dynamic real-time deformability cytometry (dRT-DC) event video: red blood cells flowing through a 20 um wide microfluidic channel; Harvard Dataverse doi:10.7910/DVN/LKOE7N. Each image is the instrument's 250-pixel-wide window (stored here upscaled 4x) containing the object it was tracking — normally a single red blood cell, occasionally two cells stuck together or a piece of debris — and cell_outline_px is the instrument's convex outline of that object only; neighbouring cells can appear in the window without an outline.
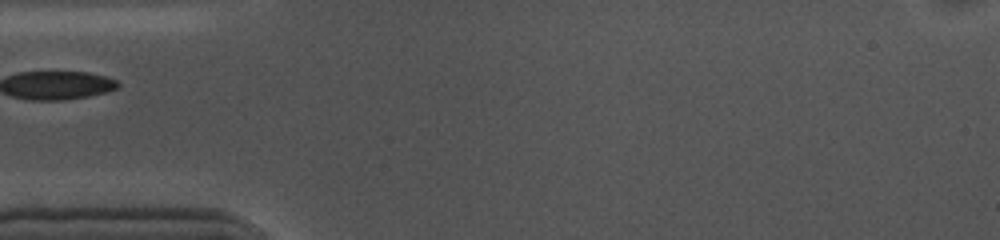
{"species": "common noctule bat (a hibernating species)", "species_latin": "Nyctalus noctula", "temperature_condition": "cold", "stored_images_in_passage": 23, "camera_frame_rate_fps": 3000, "um_per_image_px": 0.085, "animal": {"sex": "female", "body_mass_g": 10.0, "forearm_length_mm": 53.1}, "frame": {"image": 1, "passage_image": 1, "time_ms": 0.0, "image_size_px": [1000, 240], "cell_outline_px": [[208, 52], [196, 56], [148, 64], [120, 60], [104, 56], [92, 52], [76, 44], [132, 40], [136, 40], [200, 44]], "centroid_in_image_um": [12.33, 4.3], "position_along_channel_um": 72.7, "area_um2": 14.62}}
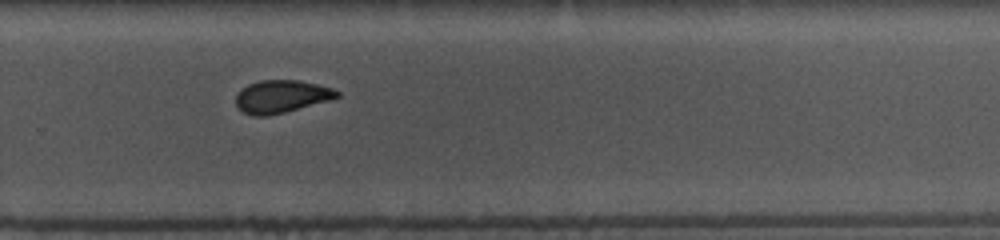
{"frame": {"image": 2, "passage_image": 20, "time_ms": 6.333, "image_size_px": [1000, 240], "cell_outline_px": [[340, 96], [328, 100], [284, 112], [268, 116], [252, 116], [240, 112], [236, 108], [236, 92], [240, 88], [248, 84], [260, 80], [300, 80], [320, 84], [332, 88], [340, 92]], "centroid_in_image_um": [23.85, 8.2], "position_along_channel_um": 305.9, "area_um2": 19.54}}